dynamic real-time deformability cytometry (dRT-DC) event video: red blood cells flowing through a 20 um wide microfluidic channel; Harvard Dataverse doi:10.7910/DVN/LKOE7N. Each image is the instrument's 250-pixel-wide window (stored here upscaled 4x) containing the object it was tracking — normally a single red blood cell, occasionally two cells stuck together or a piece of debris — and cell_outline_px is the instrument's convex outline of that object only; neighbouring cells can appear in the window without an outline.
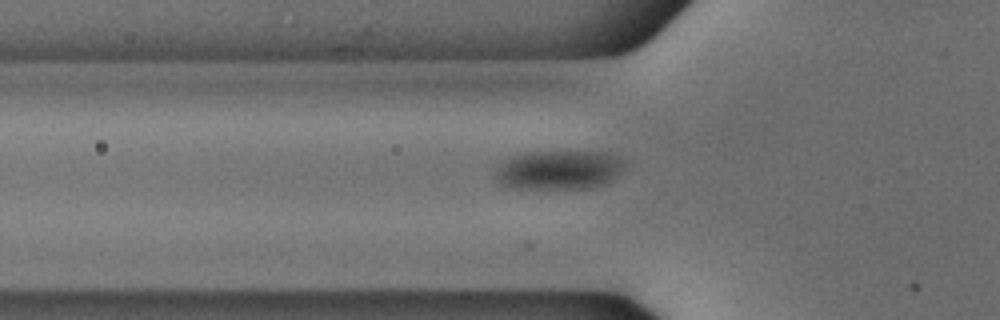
{"species": "common noctule bat (a hibernating species)", "species_latin": "Nyctalus noctula", "temperature_condition": "cold", "stored_images_in_passage": 35, "camera_frame_rate_fps": 3000, "um_per_image_px": 0.085, "animal": {"sex": "male", "body_mass_g": 18.8}, "frame": {"image": 1, "passage_image": 3, "time_ms": 0.667, "image_size_px": [1000, 320], "cell_outline_px": [[624, 168], [616, 176], [604, 184], [588, 188], [508, 188], [500, 184], [496, 180], [496, 172], [512, 156], [524, 152], [608, 152], [616, 156], [624, 164]], "centroid_in_image_um": [47.51, 14.45], "position_along_channel_um": 78.3, "area_um2": 29.02}}
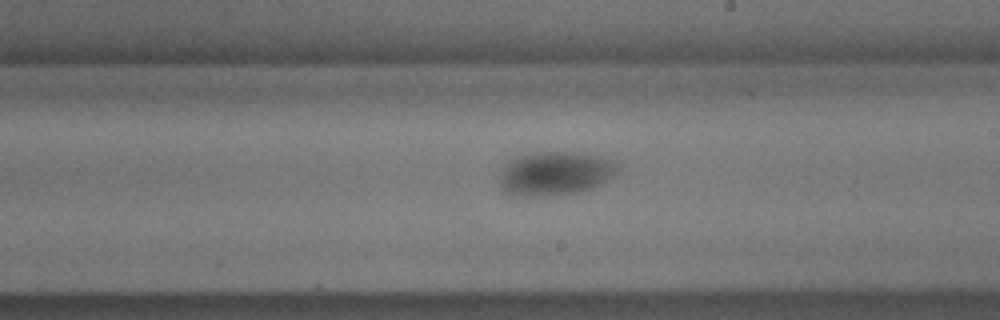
{"frame": {"image": 2, "passage_image": 16, "time_ms": 5.0, "image_size_px": [1000, 320], "cell_outline_px": [[620, 168], [612, 176], [600, 184], [592, 188], [580, 192], [540, 196], [520, 196], [504, 192], [500, 184], [504, 172], [508, 164], [516, 156], [532, 152], [580, 152], [612, 160]], "centroid_in_image_um": [47.22, 14.74], "position_along_channel_um": 241.8, "area_um2": 29.71}}
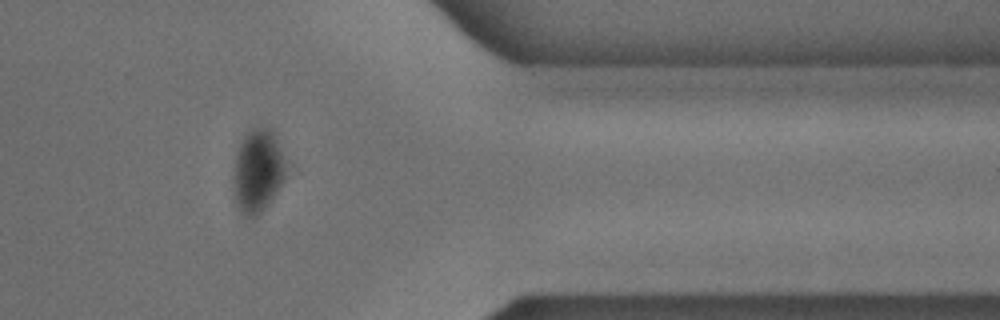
{"frame": {"image": 3, "passage_image": 29, "time_ms": 9.333, "image_size_px": [1000, 320], "cell_outline_px": [[292, 164], [284, 180], [272, 200], [256, 216], [244, 216], [240, 212], [236, 204], [232, 176], [236, 152], [244, 136], [252, 128], [268, 128], [272, 132]], "centroid_in_image_um": [21.97, 14.52], "position_along_channel_um": 389.4, "area_um2": 26.24}}